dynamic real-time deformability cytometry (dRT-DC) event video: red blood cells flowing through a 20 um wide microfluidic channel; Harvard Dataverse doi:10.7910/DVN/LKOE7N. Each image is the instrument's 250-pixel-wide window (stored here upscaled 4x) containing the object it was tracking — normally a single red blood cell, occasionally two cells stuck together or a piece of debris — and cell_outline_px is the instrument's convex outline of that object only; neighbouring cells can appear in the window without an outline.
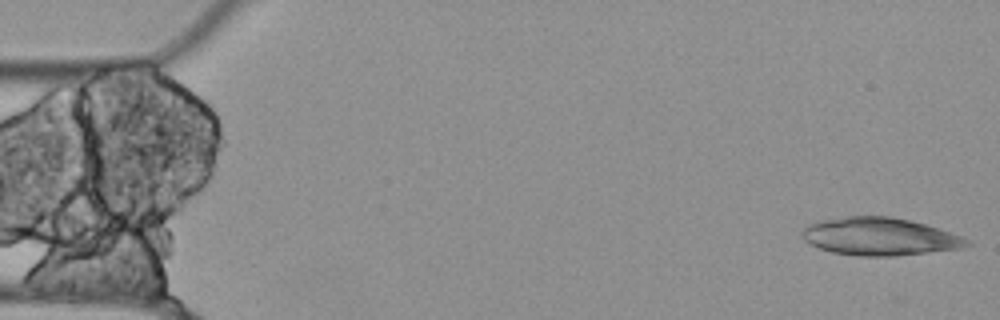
{"species": "Egyptian fruit bat (a non-hibernating species)", "species_latin": "Rousettus aegyptiacus", "temperature_condition": "cold", "stored_images_in_passage": 15, "camera_frame_rate_fps": 3000, "um_per_image_px": 0.085, "animal": {"sex": "female"}, "frame": {"image": 1, "passage_image": 1, "time_ms": 0.0, "image_size_px": [1000, 320], "cell_outline_px": [[972, 244], [960, 248], [896, 256], [860, 256], [832, 252], [820, 248], [804, 240], [804, 228], [808, 224], [816, 220], [848, 216], [892, 216], [912, 220], [960, 236], [968, 240]], "centroid_in_image_um": [74.75, 20.1], "position_along_channel_um": 10.3, "area_um2": 35.95}}
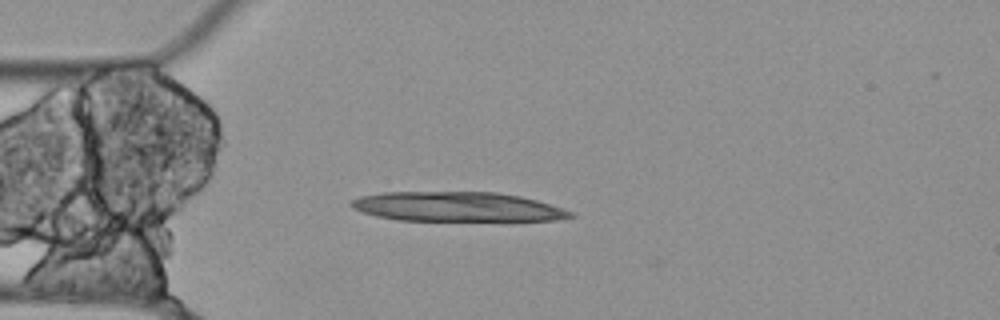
{"frame": {"image": 2, "passage_image": 13, "time_ms": 4.0, "image_size_px": [1000, 320], "cell_outline_px": [[576, 216], [556, 220], [396, 220], [376, 216], [352, 208], [348, 204], [352, 200], [360, 196], [384, 192], [496, 192], [520, 196], [536, 200], [572, 212]], "centroid_in_image_um": [38.81, 17.57], "position_along_channel_um": 46.2, "area_um2": 37.45}}